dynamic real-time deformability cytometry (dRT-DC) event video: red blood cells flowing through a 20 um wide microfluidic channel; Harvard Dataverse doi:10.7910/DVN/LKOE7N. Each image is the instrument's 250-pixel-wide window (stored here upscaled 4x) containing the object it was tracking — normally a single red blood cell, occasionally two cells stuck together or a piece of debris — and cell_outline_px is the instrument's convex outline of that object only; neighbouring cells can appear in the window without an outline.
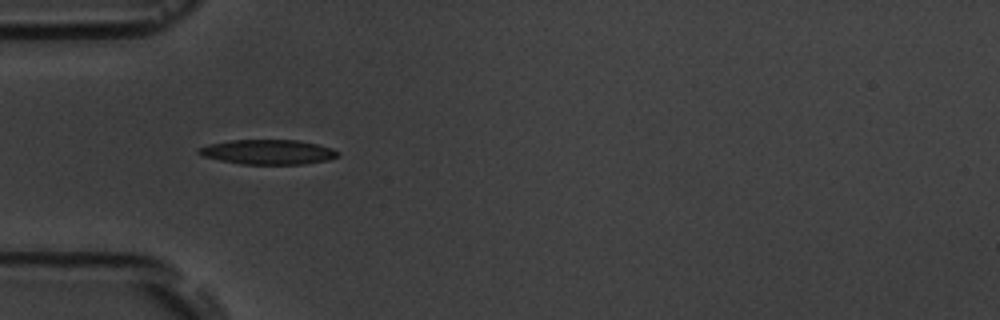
{"species": "common noctule bat (a hibernating species)", "species_latin": "Nyctalus noctula", "temperature_condition": "room temperature", "stored_images_in_passage": 4, "camera_frame_rate_fps": 3000, "um_per_image_px": 0.085, "animal": {"sex": "male", "body_mass_g": 19.5, "forearm_length_mm": 54.6}, "frame": {"image": 1, "passage_image": 1, "time_ms": 0.0, "image_size_px": [1000, 320], "cell_outline_px": [[340, 156], [328, 160], [304, 164], [240, 164], [220, 160], [204, 156], [196, 152], [196, 148], [208, 144], [232, 140], [300, 140], [332, 148], [340, 152]], "centroid_in_image_um": [22.79, 12.92], "position_along_channel_um": 62.2, "area_um2": 20.17}}
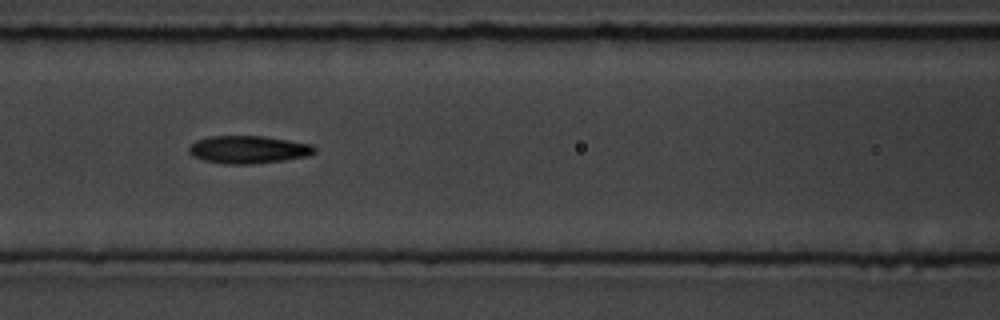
{"frame": {"image": 2, "passage_image": 3, "time_ms": 2.333, "image_size_px": [1000, 320], "cell_outline_px": [[316, 152], [308, 156], [284, 160], [248, 164], [224, 164], [204, 160], [192, 156], [188, 152], [188, 148], [196, 140], [208, 136], [264, 136], [312, 144], [316, 148]], "centroid_in_image_um": [21.1, 12.71], "position_along_channel_um": 145.5, "area_um2": 20.35}}
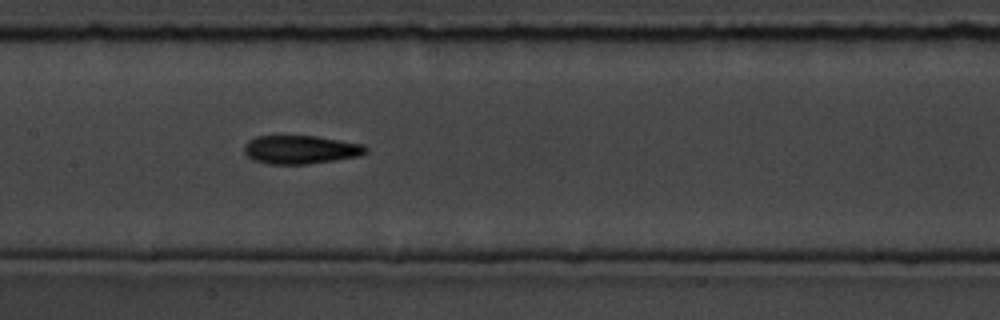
{"frame": {"image": 3, "passage_image": 4, "time_ms": 3.333, "image_size_px": [1000, 320], "cell_outline_px": [[368, 152], [360, 156], [336, 160], [308, 164], [268, 164], [252, 160], [244, 152], [244, 144], [248, 140], [256, 136], [316, 136], [364, 144], [368, 148]], "centroid_in_image_um": [25.56, 12.72], "position_along_channel_um": 181.8, "area_um2": 20.4}}